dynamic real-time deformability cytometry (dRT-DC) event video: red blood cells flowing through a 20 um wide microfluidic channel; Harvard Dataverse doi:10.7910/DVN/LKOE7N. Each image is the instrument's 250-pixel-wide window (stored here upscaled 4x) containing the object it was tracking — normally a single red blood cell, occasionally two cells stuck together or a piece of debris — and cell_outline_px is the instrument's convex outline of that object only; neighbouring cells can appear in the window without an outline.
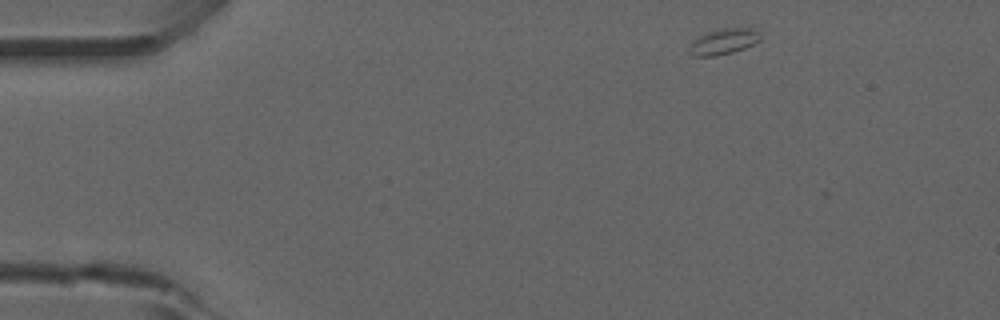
{"species": "common noctule bat (a hibernating species)", "species_latin": "Nyctalus noctula", "temperature_condition": "room temperature", "stored_images_in_passage": 47, "camera_frame_rate_fps": 3000, "um_per_image_px": 0.085, "animal": {"sex": "male", "forearm_length_mm": 52.5}, "frame": {"image": 1, "passage_image": 1, "time_ms": 0.0, "image_size_px": [1000, 320], "cell_outline_px": [[760, 40], [744, 48], [732, 52], [712, 56], [692, 56], [688, 52], [692, 44], [704, 32], [716, 28], [752, 28], [760, 32]], "centroid_in_image_um": [61.51, 3.51], "position_along_channel_um": 23.5, "area_um2": 10.58}}